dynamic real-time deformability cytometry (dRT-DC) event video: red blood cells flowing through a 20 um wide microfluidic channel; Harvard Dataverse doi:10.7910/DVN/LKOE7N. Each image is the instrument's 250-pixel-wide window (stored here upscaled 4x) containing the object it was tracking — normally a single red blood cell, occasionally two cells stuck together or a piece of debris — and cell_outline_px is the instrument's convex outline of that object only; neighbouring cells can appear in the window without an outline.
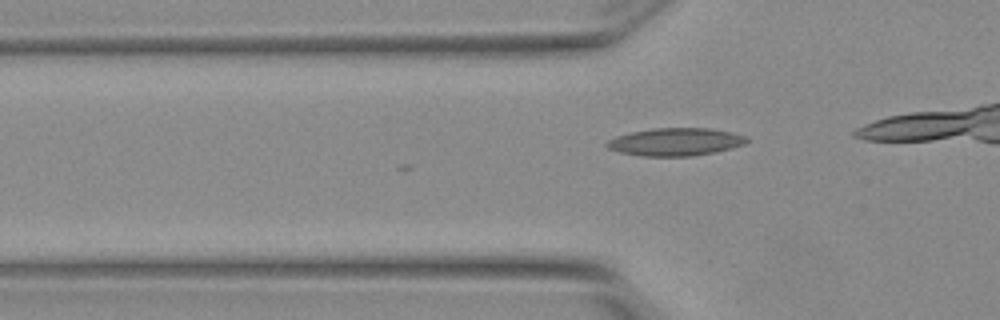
{"species": "Egyptian fruit bat (a non-hibernating species)", "species_latin": "Rousettus aegyptiacus", "temperature_condition": "warm", "stored_images_in_passage": 7, "camera_frame_rate_fps": 3000, "um_per_image_px": 0.085, "animal": {"sex": "female"}, "frame": {"image": 1, "passage_image": 4, "time_ms": 1.0, "image_size_px": [1000, 320], "cell_outline_px": [[748, 140], [744, 144], [732, 148], [716, 152], [692, 156], [640, 156], [620, 152], [608, 148], [604, 144], [608, 140], [616, 136], [632, 132], [652, 128], [708, 128], [732, 132], [744, 136]], "centroid_in_image_um": [57.4, 12.06], "position_along_channel_um": 68.4, "area_um2": 22.6}}
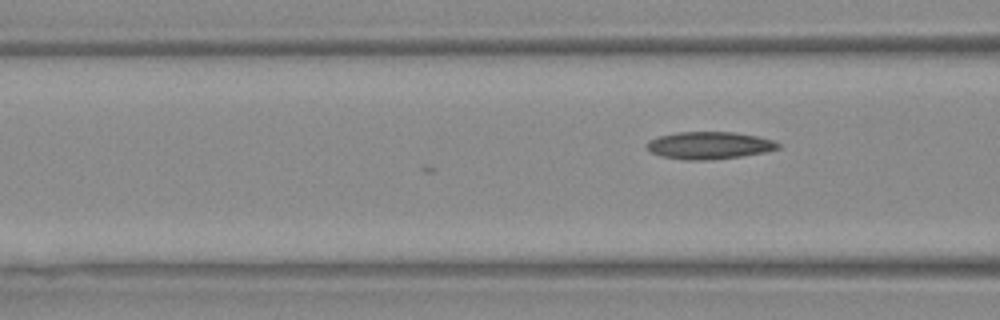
{"frame": {"image": 2, "passage_image": 7, "time_ms": 2.0, "image_size_px": [1000, 320], "cell_outline_px": [[780, 148], [764, 152], [740, 156], [712, 160], [684, 160], [660, 156], [644, 148], [644, 144], [648, 140], [656, 136], [676, 132], [736, 132], [756, 136], [772, 140], [780, 144]], "centroid_in_image_um": [60.2, 12.35], "position_along_channel_um": 106.4, "area_um2": 21.15}}